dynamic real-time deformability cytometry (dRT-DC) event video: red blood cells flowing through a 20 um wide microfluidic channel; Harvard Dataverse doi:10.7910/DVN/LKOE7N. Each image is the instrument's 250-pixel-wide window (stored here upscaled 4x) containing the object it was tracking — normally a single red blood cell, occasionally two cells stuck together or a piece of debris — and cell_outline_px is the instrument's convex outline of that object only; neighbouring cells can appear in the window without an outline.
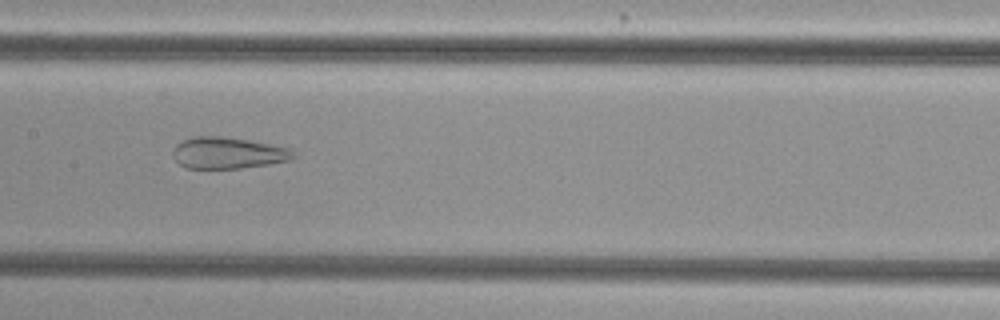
{"species": "common noctule bat (a hibernating species)", "species_latin": "Nyctalus noctula", "temperature_condition": "cold", "stored_images_in_passage": 40, "camera_frame_rate_fps": 3000, "um_per_image_px": 0.085, "animal": {"sex": "female", "body_mass_g": 29.2, "forearm_length_mm": 56.3}, "frame": {"image": 1, "passage_image": 14, "time_ms": 4.333, "image_size_px": [1000, 320], "cell_outline_px": [[296, 156], [292, 160], [268, 164], [240, 168], [184, 168], [172, 156], [172, 152], [176, 144], [192, 136], [220, 136], [248, 140], [288, 148]], "centroid_in_image_um": [19.34, 13.0], "position_along_channel_um": 188.1, "area_um2": 21.96}}
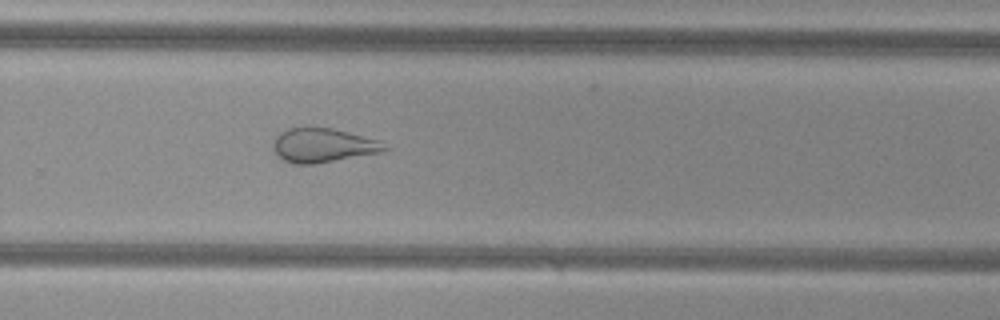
{"frame": {"image": 2, "passage_image": 23, "time_ms": 7.333, "image_size_px": [1000, 320], "cell_outline_px": [[392, 148], [380, 152], [316, 164], [292, 164], [284, 160], [272, 148], [272, 144], [276, 136], [280, 132], [288, 128], [332, 128], [380, 140]], "centroid_in_image_um": [27.48, 12.36], "position_along_channel_um": 302.3, "area_um2": 22.14}}
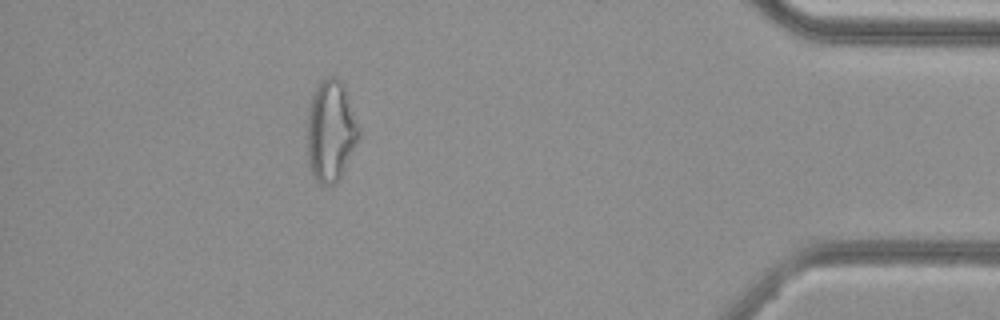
{"frame": {"image": 3, "passage_image": 35, "time_ms": 11.333, "image_size_px": [1000, 320], "cell_outline_px": [[360, 136], [336, 184], [320, 184], [316, 180], [308, 164], [308, 112], [312, 96], [316, 84], [328, 76], [336, 76], [344, 84], [360, 128]], "centroid_in_image_um": [28.12, 11.09], "position_along_channel_um": 407.1, "area_um2": 30.4}, "authors_computed_cell_mechanics": {"area_um2": 23.8714, "velocity_mm_per_s": 3.818, "shape_relaxation_time_tau1_ms": null, "shape_relaxation_time_tau2_ms": 1.637, "deformation_change_tau1": null, "deformation_change_tau2": 0.1083}}